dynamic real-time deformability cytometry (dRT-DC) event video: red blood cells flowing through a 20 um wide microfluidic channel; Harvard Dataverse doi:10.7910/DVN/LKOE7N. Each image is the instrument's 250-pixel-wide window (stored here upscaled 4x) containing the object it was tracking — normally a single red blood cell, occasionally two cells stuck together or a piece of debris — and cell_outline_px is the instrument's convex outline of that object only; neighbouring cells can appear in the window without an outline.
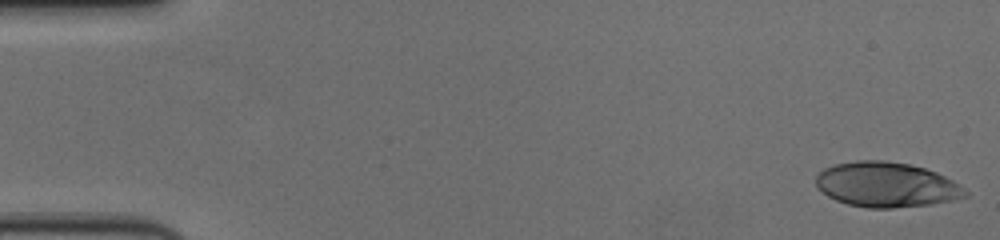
{"species": "human", "species_latin": "Homo sapiens", "temperature_condition": "cold", "stored_images_in_passage": 56, "camera_frame_rate_fps": 3000, "um_per_image_px": 0.085, "donor": {"sex": "female"}, "frame": {"image": 1, "passage_image": 1, "time_ms": 0.0, "image_size_px": [1000, 240], "cell_outline_px": [[968, 196], [952, 200], [932, 204], [892, 208], [868, 208], [848, 204], [836, 200], [828, 196], [816, 188], [816, 176], [824, 168], [832, 164], [856, 160], [884, 160], [912, 164], [936, 172], [960, 184], [968, 192]], "centroid_in_image_um": [75.33, 15.69], "position_along_channel_um": 9.7, "area_um2": 39.42}}
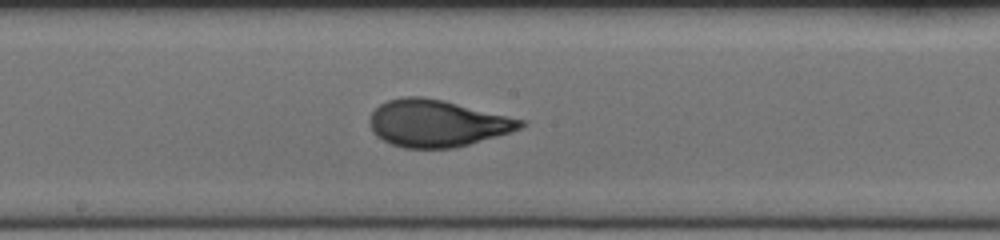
{"frame": {"image": 2, "passage_image": 30, "time_ms": 9.667, "image_size_px": [1000, 240], "cell_outline_px": [[528, 124], [512, 132], [468, 144], [452, 148], [404, 148], [392, 144], [376, 136], [372, 132], [368, 120], [372, 112], [380, 104], [388, 100], [400, 96], [420, 96], [444, 100], [528, 120]], "centroid_in_image_um": [37.17, 10.46], "position_along_channel_um": 211.0, "area_um2": 41.62}}
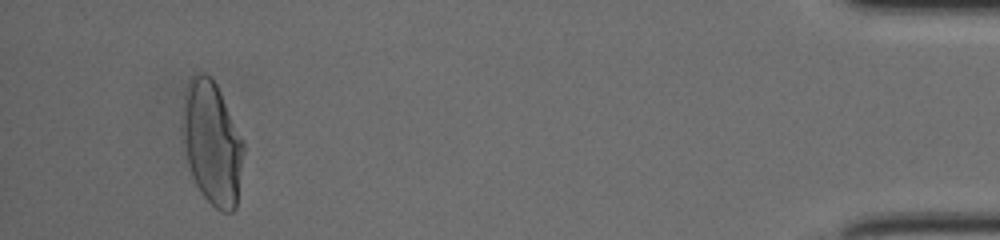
{"frame": {"image": 3, "passage_image": 53, "time_ms": 17.333, "image_size_px": [1000, 240], "cell_outline_px": [[244, 148], [236, 208], [232, 212], [220, 212], [200, 192], [192, 176], [188, 164], [184, 148], [180, 128], [184, 92], [188, 80], [196, 72], [204, 72], [216, 84], [220, 92], [244, 144]], "centroid_in_image_um": [17.98, 12.14], "position_along_channel_um": 417.2, "area_um2": 43.99}, "authors_computed_cell_mechanics": {"area_um2": 40.3155, "velocity_mm_per_s": 3.6433, "shape_relaxation_time_tau1_ms": 4.95, "shape_relaxation_time_tau2_ms": null, "deformation_change_tau1": 0.2068, "deformation_change_tau2": null}}